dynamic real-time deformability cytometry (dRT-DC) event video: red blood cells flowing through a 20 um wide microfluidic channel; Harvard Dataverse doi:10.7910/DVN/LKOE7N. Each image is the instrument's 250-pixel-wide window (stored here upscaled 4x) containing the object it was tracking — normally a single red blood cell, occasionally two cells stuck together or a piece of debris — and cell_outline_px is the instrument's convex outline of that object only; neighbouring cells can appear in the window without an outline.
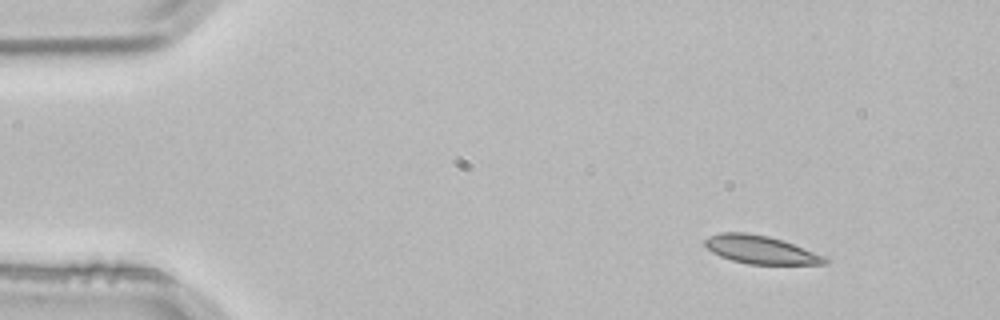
{"species": "common noctule bat (a hibernating species)", "species_latin": "Nyctalus noctula", "temperature_condition": "room temperature", "stored_images_in_passage": 2, "camera_frame_rate_fps": 3000, "um_per_image_px": 0.085, "animal": {"sex": "male", "body_mass_g": 21.5, "forearm_length_mm": 52.0}, "frame": {"image": 1, "passage_image": 1, "time_ms": 0.0, "image_size_px": [1000, 320], "cell_outline_px": [[828, 264], [748, 264], [732, 260], [720, 256], [712, 252], [704, 244], [704, 240], [708, 236], [720, 232], [744, 232], [768, 236], [784, 240], [824, 256], [828, 260]], "centroid_in_image_um": [64.63, 21.22], "position_along_channel_um": 20.4, "area_um2": 19.65}}
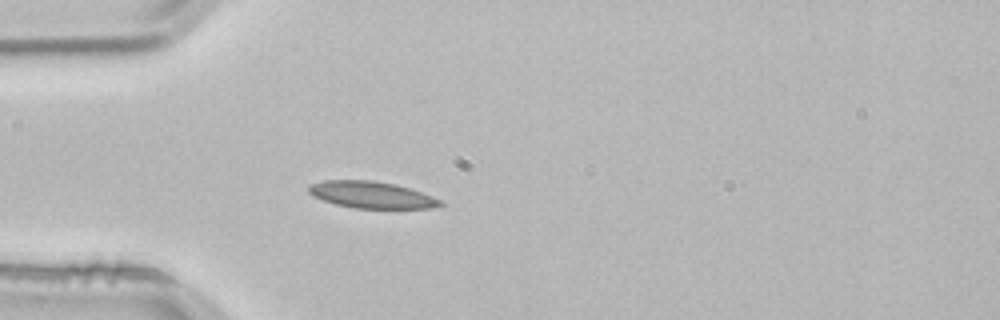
{"frame": {"image": 2, "passage_image": 2, "time_ms": 0.333, "image_size_px": [1000, 320], "cell_outline_px": [[444, 204], [432, 208], [352, 208], [336, 204], [324, 200], [308, 192], [308, 184], [324, 180], [372, 180], [396, 184], [420, 192], [440, 200]], "centroid_in_image_um": [31.54, 16.55], "position_along_channel_um": 53.5, "area_um2": 20.29}}